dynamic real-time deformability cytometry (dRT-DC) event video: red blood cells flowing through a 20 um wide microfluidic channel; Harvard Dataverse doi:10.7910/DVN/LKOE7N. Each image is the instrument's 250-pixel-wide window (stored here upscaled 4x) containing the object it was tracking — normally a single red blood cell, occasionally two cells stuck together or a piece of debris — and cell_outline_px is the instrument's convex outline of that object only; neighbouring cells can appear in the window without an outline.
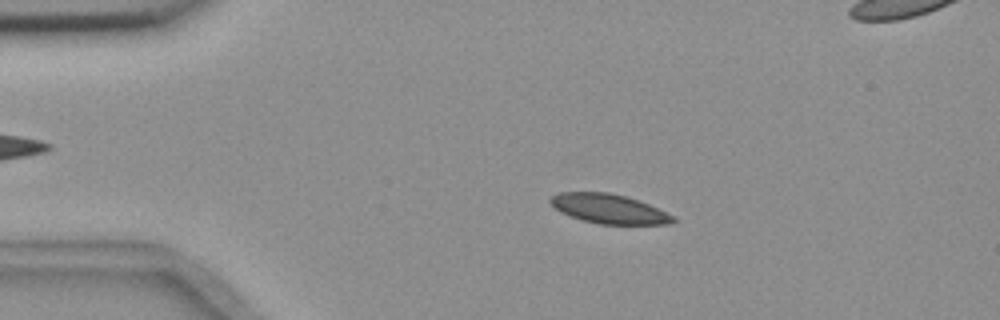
{"species": "common noctule bat (a hibernating species)", "species_latin": "Nyctalus noctula", "temperature_condition": "room temperature", "stored_images_in_passage": 5, "camera_frame_rate_fps": 3000, "um_per_image_px": 0.085, "animal": {"sex": "female", "body_mass_g": 18.4}, "frame": {"image": 1, "passage_image": 3, "time_ms": 2.0, "image_size_px": [1000, 320], "cell_outline_px": [[676, 220], [668, 224], [600, 224], [584, 220], [560, 212], [548, 200], [552, 196], [560, 192], [608, 192], [624, 196], [648, 204], [672, 216]], "centroid_in_image_um": [51.72, 17.74], "position_along_channel_um": 33.3, "area_um2": 20.52}}